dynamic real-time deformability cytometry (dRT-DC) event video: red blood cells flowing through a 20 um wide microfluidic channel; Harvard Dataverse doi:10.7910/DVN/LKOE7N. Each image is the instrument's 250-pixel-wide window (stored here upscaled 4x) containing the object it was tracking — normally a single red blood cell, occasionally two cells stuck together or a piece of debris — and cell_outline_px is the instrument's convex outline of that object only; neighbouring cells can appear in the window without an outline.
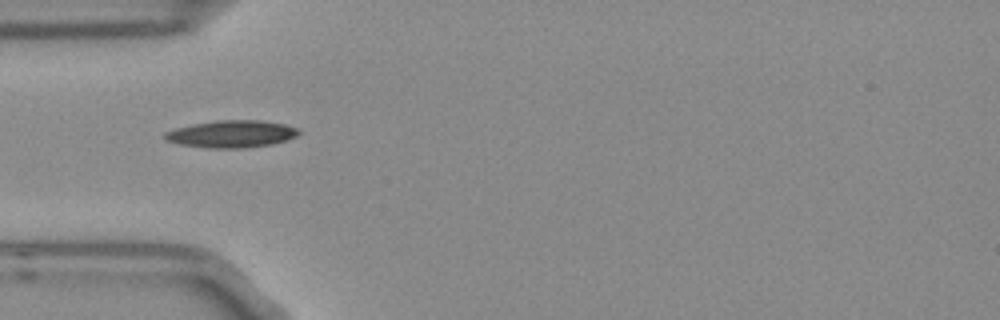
{"species": "Egyptian fruit bat (a non-hibernating species)", "species_latin": "Rousettus aegyptiacus", "temperature_condition": "room temperature", "stored_images_in_passage": 10, "camera_frame_rate_fps": 3000, "um_per_image_px": 0.085, "frame": {"image": 1, "passage_image": 1, "time_ms": 0.0, "image_size_px": [1000, 320], "cell_outline_px": [[300, 132], [296, 136], [272, 144], [244, 148], [208, 148], [180, 144], [164, 140], [164, 132], [176, 128], [192, 124], [216, 120], [260, 120], [284, 124], [300, 128]], "centroid_in_image_um": [19.67, 11.38], "position_along_channel_um": 65.3, "area_um2": 21.27}}